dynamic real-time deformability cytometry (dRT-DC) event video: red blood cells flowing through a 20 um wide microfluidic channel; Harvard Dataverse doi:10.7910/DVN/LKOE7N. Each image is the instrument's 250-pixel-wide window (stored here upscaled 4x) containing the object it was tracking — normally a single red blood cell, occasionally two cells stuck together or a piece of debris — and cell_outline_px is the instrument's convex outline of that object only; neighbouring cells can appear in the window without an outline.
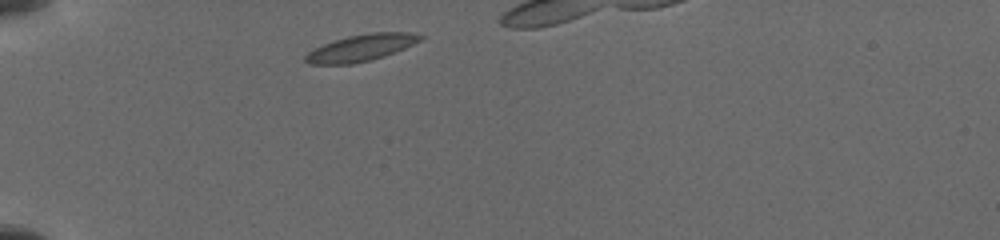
{"species": "common noctule bat (a hibernating species)", "species_latin": "Nyctalus noctula", "temperature_condition": "cold", "stored_images_in_passage": 18, "camera_frame_rate_fps": 3000, "um_per_image_px": 0.085, "animal": {"sex": "female", "body_mass_g": 19.5, "forearm_length_mm": 54.1}, "frame": {"image": 1, "passage_image": 1, "time_ms": 0.0, "image_size_px": [1000, 240], "cell_outline_px": [[424, 36], [420, 40], [404, 48], [384, 56], [372, 60], [352, 64], [308, 64], [304, 60], [304, 56], [308, 52], [324, 44], [348, 36], [372, 32], [412, 32]], "centroid_in_image_um": [30.69, 4.07], "position_along_channel_um": 54.3, "area_um2": 17.69}}
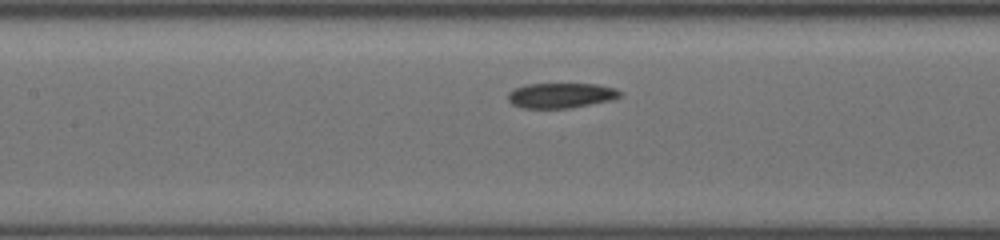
{"frame": {"image": 2, "passage_image": 11, "time_ms": 3.333, "image_size_px": [1000, 240], "cell_outline_px": [[624, 92], [620, 96], [612, 100], [568, 108], [524, 108], [512, 104], [508, 100], [508, 92], [516, 88], [528, 84], [596, 84], [616, 88]], "centroid_in_image_um": [47.71, 8.11], "position_along_channel_um": 159.7, "area_um2": 16.36}}
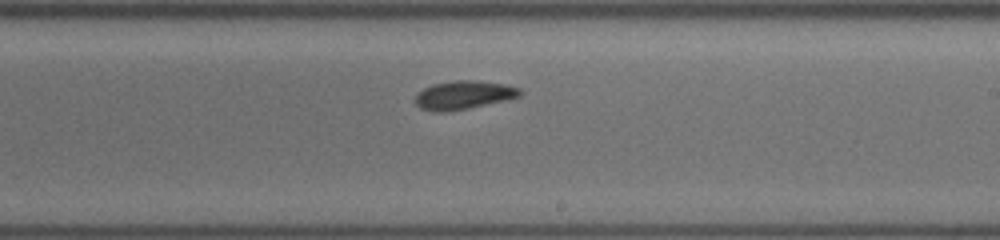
{"frame": {"image": 3, "passage_image": 17, "time_ms": 5.667, "image_size_px": [1000, 240], "cell_outline_px": [[524, 92], [520, 96], [504, 100], [468, 108], [440, 112], [420, 108], [412, 100], [424, 88], [432, 84], [456, 80], [476, 80], [504, 84], [520, 88]], "centroid_in_image_um": [39.41, 8.06], "position_along_channel_um": 249.6, "area_um2": 17.22}}